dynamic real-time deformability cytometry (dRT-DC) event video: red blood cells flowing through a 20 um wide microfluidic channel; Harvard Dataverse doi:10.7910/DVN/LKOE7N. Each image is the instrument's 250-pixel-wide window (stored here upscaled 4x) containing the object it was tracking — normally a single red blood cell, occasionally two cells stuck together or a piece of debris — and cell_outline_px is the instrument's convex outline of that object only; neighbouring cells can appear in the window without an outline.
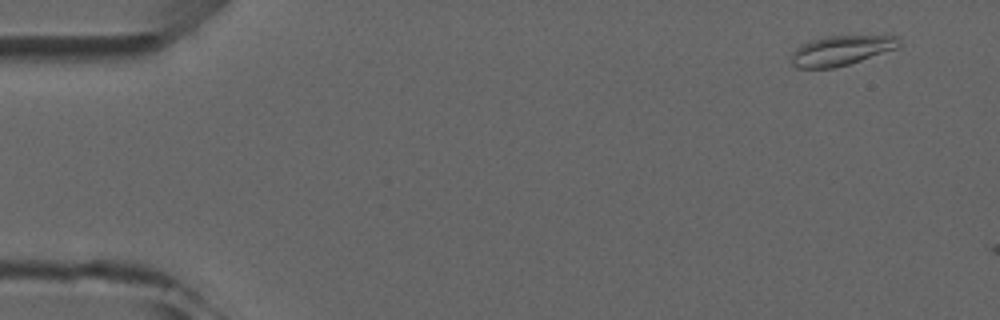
{"species": "common noctule bat (a hibernating species)", "species_latin": "Nyctalus noctula", "temperature_condition": "room temperature", "stored_images_in_passage": 2, "camera_frame_rate_fps": 3000, "um_per_image_px": 0.085, "animal": {"sex": "male", "forearm_length_mm": 52.5}, "frame": {"image": 1, "passage_image": 1, "time_ms": 0.0, "image_size_px": [1000, 320], "cell_outline_px": [[900, 44], [896, 48], [848, 64], [832, 68], [796, 68], [792, 64], [792, 52], [800, 44], [824, 36], [900, 36]], "centroid_in_image_um": [71.46, 4.29], "position_along_channel_um": 13.5, "area_um2": 18.5}}